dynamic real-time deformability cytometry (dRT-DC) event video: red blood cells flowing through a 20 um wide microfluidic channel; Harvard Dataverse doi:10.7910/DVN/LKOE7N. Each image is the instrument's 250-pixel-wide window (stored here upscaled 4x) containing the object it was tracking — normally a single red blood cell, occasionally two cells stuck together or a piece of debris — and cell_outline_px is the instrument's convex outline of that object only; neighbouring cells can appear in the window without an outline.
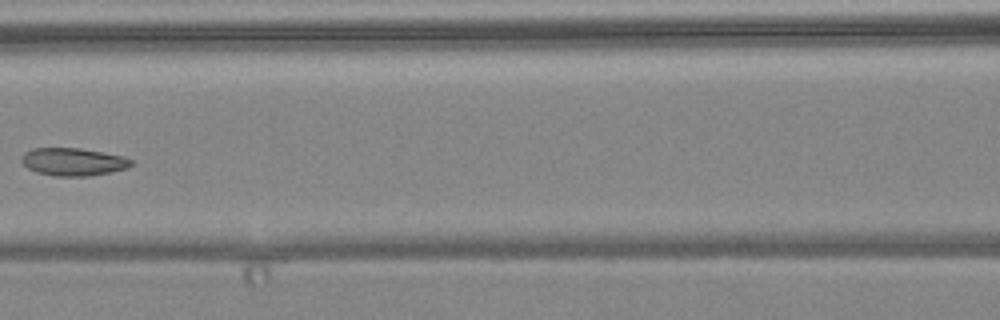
{"species": "common noctule bat (a hibernating species)", "species_latin": "Nyctalus noctula", "temperature_condition": "warm", "stored_images_in_passage": 7, "camera_frame_rate_fps": 3000, "um_per_image_px": 0.085, "animal": {"sex": "female", "body_mass_g": 24.6, "forearm_length_mm": 56.2}, "frame": {"image": 1, "passage_image": 6, "time_ms": 6.0, "image_size_px": [1000, 320], "cell_outline_px": [[132, 164], [128, 168], [112, 172], [88, 176], [56, 176], [36, 172], [28, 168], [20, 160], [20, 156], [24, 152], [32, 148], [80, 148], [124, 156], [132, 160]], "centroid_in_image_um": [6.21, 13.75], "position_along_channel_um": 160.4, "area_um2": 17.86}}
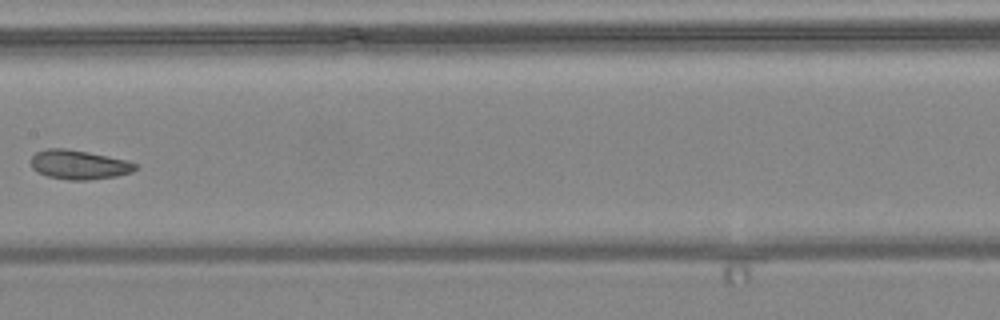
{"frame": {"image": 2, "passage_image": 7, "time_ms": 7.0, "image_size_px": [1000, 320], "cell_outline_px": [[136, 168], [132, 172], [116, 176], [88, 180], [68, 180], [48, 176], [36, 172], [32, 168], [32, 156], [36, 152], [44, 148], [64, 148], [88, 152], [128, 160], [136, 164]], "centroid_in_image_um": [6.69, 13.99], "position_along_channel_um": 200.7, "area_um2": 17.8}}